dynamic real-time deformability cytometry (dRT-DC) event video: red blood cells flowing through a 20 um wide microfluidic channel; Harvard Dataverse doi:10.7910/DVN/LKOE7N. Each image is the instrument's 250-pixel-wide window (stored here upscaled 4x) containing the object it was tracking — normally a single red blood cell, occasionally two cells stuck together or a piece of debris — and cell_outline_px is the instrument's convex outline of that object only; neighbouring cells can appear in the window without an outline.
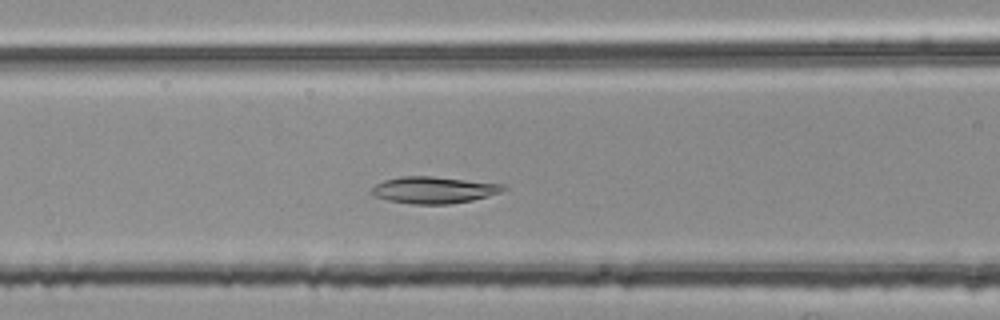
{"species": "common noctule bat (a hibernating species)", "species_latin": "Nyctalus noctula", "temperature_condition": "room temperature", "stored_images_in_passage": 43, "camera_frame_rate_fps": 3000, "um_per_image_px": 0.085, "animal": {"sex": "female", "body_mass_g": 25.1}, "frame": {"image": 1, "passage_image": 16, "time_ms": 5.0, "image_size_px": [1000, 320], "cell_outline_px": [[508, 188], [500, 192], [488, 196], [472, 200], [448, 204], [412, 204], [388, 200], [372, 196], [368, 192], [376, 184], [384, 180], [400, 176], [432, 176], [504, 184]], "centroid_in_image_um": [36.84, 16.14], "position_along_channel_um": 129.8, "area_um2": 20.63}}
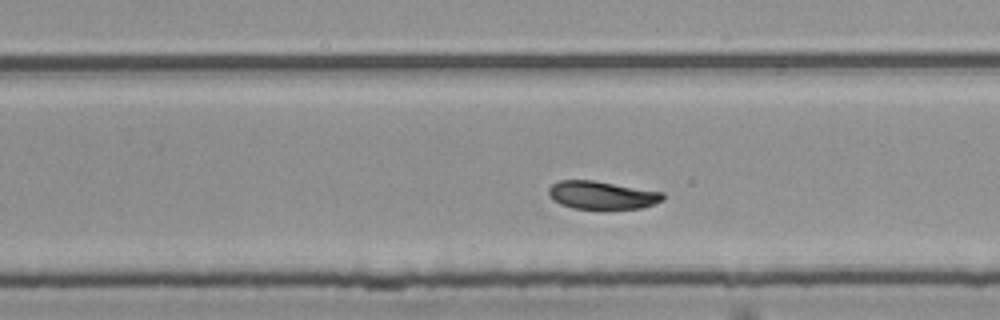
{"frame": {"image": 2, "passage_image": 28, "time_ms": 9.0, "image_size_px": [1000, 320], "cell_outline_px": [[664, 200], [640, 208], [572, 208], [560, 204], [552, 200], [548, 192], [548, 188], [552, 184], [560, 180], [592, 180], [664, 192]], "centroid_in_image_um": [51.14, 16.57], "position_along_channel_um": 278.7, "area_um2": 18.5}}
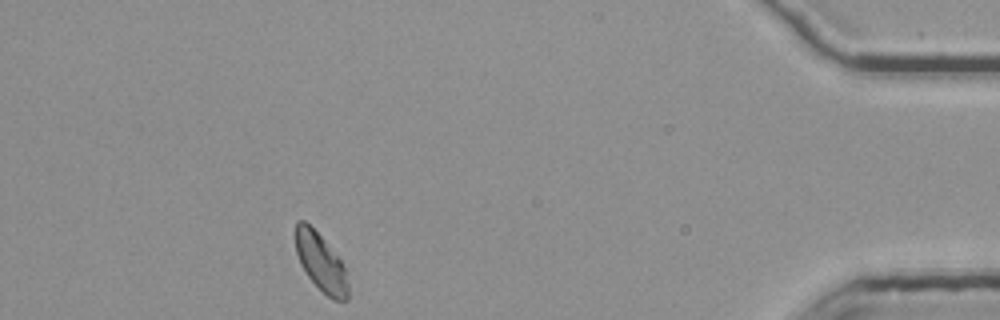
{"frame": {"image": 3, "passage_image": 43, "time_ms": 14.0, "image_size_px": [1000, 320], "cell_outline_px": [[348, 300], [332, 300], [308, 276], [300, 264], [296, 252], [296, 220], [304, 220], [324, 240], [340, 260], [344, 268], [348, 284]], "centroid_in_image_um": [27.26, 22.31], "position_along_channel_um": 407.9, "area_um2": 17.22}, "authors_computed_cell_mechanics": {"area_um2": 19.5942, "velocity_mm_per_s": 3.7401, "shape_relaxation_time_tau1_ms": 4.2788, "shape_relaxation_time_tau2_ms": null, "deformation_change_tau1": 0.1323, "deformation_change_tau2": null}}